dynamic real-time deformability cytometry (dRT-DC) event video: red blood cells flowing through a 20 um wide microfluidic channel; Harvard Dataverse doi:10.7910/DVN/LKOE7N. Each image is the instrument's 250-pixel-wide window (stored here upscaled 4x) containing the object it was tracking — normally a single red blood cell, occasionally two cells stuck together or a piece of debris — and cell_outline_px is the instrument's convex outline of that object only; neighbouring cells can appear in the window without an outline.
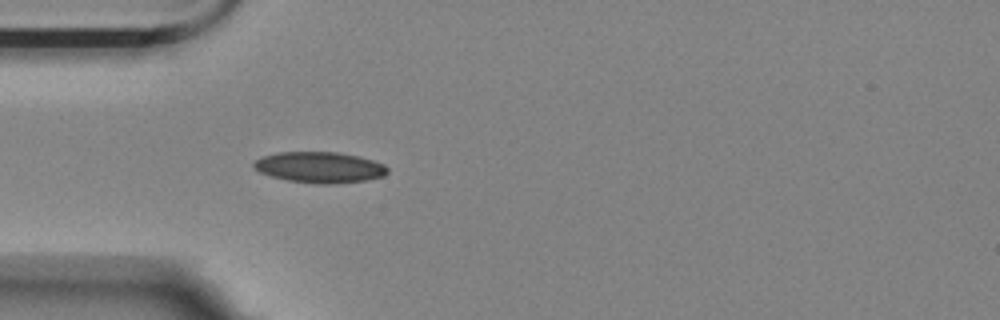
{"species": "Egyptian fruit bat (a non-hibernating species)", "species_latin": "Rousettus aegyptiacus", "temperature_condition": "room temperature", "stored_images_in_passage": 4, "camera_frame_rate_fps": 3000, "um_per_image_px": 0.085, "animal": {"sex": "female"}, "frame": {"image": 1, "passage_image": 4, "time_ms": 1.0, "image_size_px": [1000, 320], "cell_outline_px": [[388, 172], [384, 176], [364, 180], [328, 184], [316, 184], [288, 180], [272, 176], [260, 172], [252, 164], [256, 160], [264, 156], [280, 152], [336, 152], [360, 156], [384, 164], [388, 168]], "centroid_in_image_um": [27.2, 14.22], "position_along_channel_um": 57.8, "area_um2": 23.87}}